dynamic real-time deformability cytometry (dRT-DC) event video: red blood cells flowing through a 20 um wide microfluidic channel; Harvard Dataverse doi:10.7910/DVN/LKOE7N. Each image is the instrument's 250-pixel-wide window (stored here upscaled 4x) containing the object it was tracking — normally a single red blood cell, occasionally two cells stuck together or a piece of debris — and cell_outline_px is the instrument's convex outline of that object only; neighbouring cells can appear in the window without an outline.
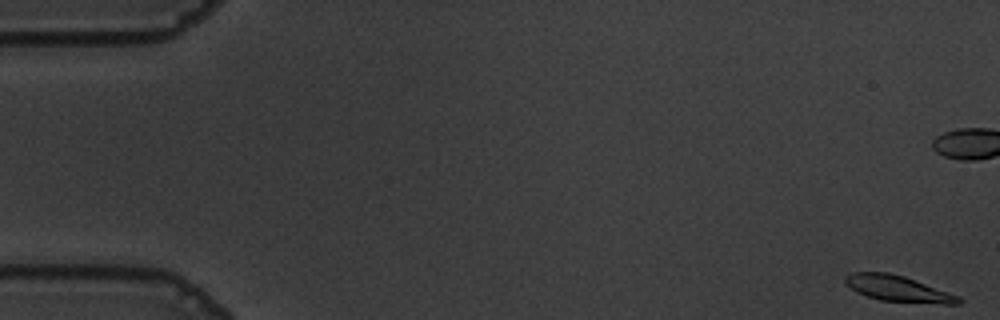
{"species": "common noctule bat (a hibernating species)", "species_latin": "Nyctalus noctula", "temperature_condition": "warm", "stored_images_in_passage": 57, "camera_frame_rate_fps": 3000, "um_per_image_px": 0.085, "animal": {"sex": "male", "body_mass_g": 19.5, "forearm_length_mm": 54.6}, "frame": {"image": 1, "passage_image": 1, "time_ms": 0.0, "image_size_px": [1000, 320], "cell_outline_px": [[964, 300], [960, 304], [944, 304], [880, 300], [856, 292], [844, 280], [844, 276], [852, 272], [888, 272], [904, 276], [960, 296]], "centroid_in_image_um": [76.37, 24.53], "position_along_channel_um": 8.6, "area_um2": 17.05}}
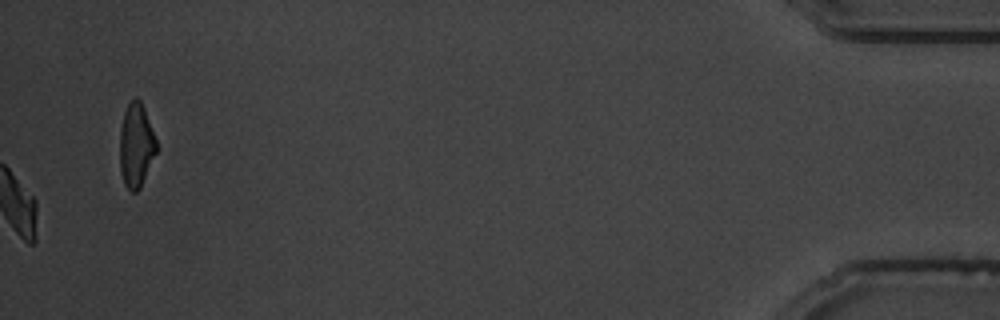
{"frame": {"image": 2, "passage_image": 57, "time_ms": 18.667, "image_size_px": [1000, 320], "cell_outline_px": [[156, 152], [140, 188], [136, 192], [132, 192], [124, 184], [120, 172], [120, 128], [124, 112], [128, 104], [136, 96], [140, 100], [144, 108], [156, 140]], "centroid_in_image_um": [11.55, 12.35], "position_along_channel_um": 423.6, "area_um2": 17.74}, "authors_computed_cell_mechanics": {"area_um2": 17.629, "velocity_mm_per_s": 3.5999, "shape_relaxation_time_tau1_ms": 2.6731, "shape_relaxation_time_tau2_ms": 3.4344, "deformation_change_tau1": 0.1258, "deformation_change_tau2": 0.072}}